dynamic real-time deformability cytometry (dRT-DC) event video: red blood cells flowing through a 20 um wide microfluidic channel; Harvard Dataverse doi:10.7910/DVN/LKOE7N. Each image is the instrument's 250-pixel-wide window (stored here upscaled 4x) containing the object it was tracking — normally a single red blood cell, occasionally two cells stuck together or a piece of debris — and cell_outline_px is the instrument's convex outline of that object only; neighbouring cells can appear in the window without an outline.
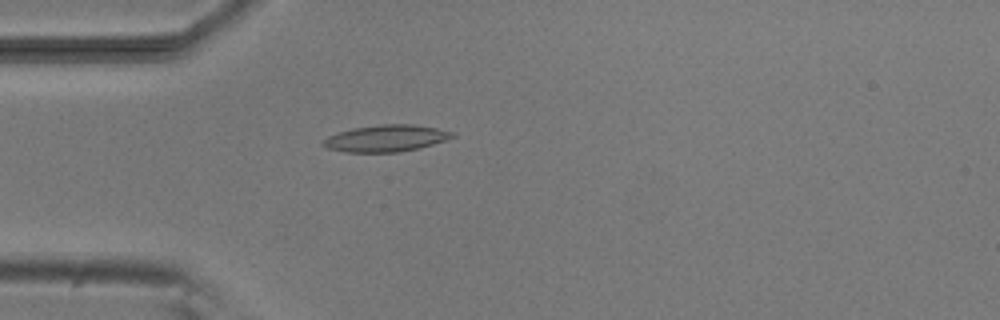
{"species": "common noctule bat (a hibernating species)", "species_latin": "Nyctalus noctula", "temperature_condition": "room temperature", "stored_images_in_passage": 4, "camera_frame_rate_fps": 3000, "um_per_image_px": 0.085, "animal": {"sex": "male", "body_mass_g": 20.5, "forearm_length_mm": 52.5}, "frame": {"image": 1, "passage_image": 4, "time_ms": 3.333, "image_size_px": [1000, 320], "cell_outline_px": [[456, 136], [420, 148], [400, 152], [344, 152], [328, 148], [320, 144], [328, 136], [352, 128], [380, 124], [412, 124], [436, 128], [456, 132]], "centroid_in_image_um": [32.82, 11.75], "position_along_channel_um": 52.2, "area_um2": 20.11}}